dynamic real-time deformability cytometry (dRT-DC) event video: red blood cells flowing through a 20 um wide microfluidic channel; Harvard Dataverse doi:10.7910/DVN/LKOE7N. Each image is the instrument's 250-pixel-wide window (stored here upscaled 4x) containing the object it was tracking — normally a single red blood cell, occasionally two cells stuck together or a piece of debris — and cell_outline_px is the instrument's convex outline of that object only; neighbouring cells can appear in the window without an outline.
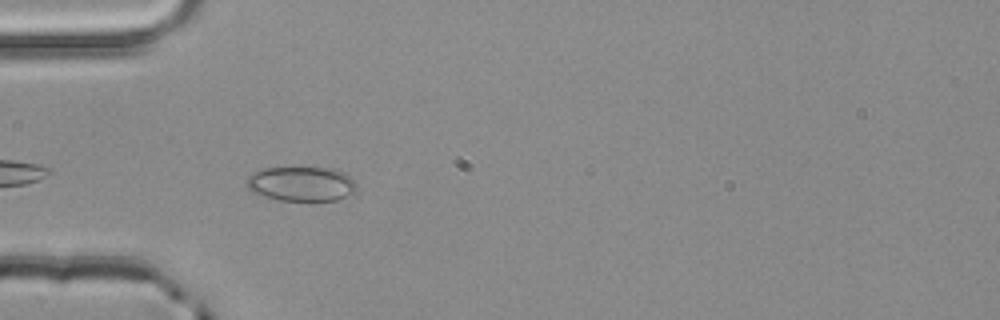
{"species": "common noctule bat (a hibernating species)", "species_latin": "Nyctalus noctula", "temperature_condition": "room temperature", "stored_images_in_passage": 4, "camera_frame_rate_fps": 3000, "um_per_image_px": 0.085, "animal": {"sex": "male", "body_mass_g": 20.4}, "frame": {"image": 1, "passage_image": 4, "time_ms": 1.0, "image_size_px": [1000, 320], "cell_outline_px": [[356, 188], [352, 192], [336, 200], [312, 204], [280, 200], [264, 196], [252, 192], [248, 188], [248, 176], [264, 168], [332, 168], [344, 172], [356, 184]], "centroid_in_image_um": [25.63, 15.67], "position_along_channel_um": 59.4, "area_um2": 22.48}}